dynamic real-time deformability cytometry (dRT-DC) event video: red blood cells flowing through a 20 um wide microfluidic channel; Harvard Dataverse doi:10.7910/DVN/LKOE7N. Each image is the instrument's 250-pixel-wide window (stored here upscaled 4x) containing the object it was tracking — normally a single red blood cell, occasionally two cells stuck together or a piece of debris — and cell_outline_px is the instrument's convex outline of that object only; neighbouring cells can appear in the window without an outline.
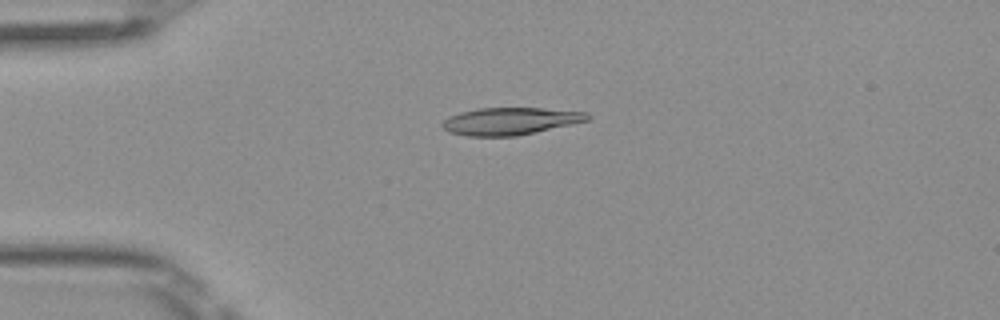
{"species": "Egyptian fruit bat (a non-hibernating species)", "species_latin": "Rousettus aegyptiacus", "temperature_condition": "room temperature", "stored_images_in_passage": 5, "camera_frame_rate_fps": 3000, "um_per_image_px": 0.085, "frame": {"image": 1, "passage_image": 4, "time_ms": 1.0, "image_size_px": [1000, 320], "cell_outline_px": [[592, 116], [588, 120], [516, 136], [464, 136], [448, 132], [440, 124], [448, 116], [460, 112], [480, 108], [540, 108], [588, 112]], "centroid_in_image_um": [43.32, 10.29], "position_along_channel_um": 41.7, "area_um2": 23.0}}